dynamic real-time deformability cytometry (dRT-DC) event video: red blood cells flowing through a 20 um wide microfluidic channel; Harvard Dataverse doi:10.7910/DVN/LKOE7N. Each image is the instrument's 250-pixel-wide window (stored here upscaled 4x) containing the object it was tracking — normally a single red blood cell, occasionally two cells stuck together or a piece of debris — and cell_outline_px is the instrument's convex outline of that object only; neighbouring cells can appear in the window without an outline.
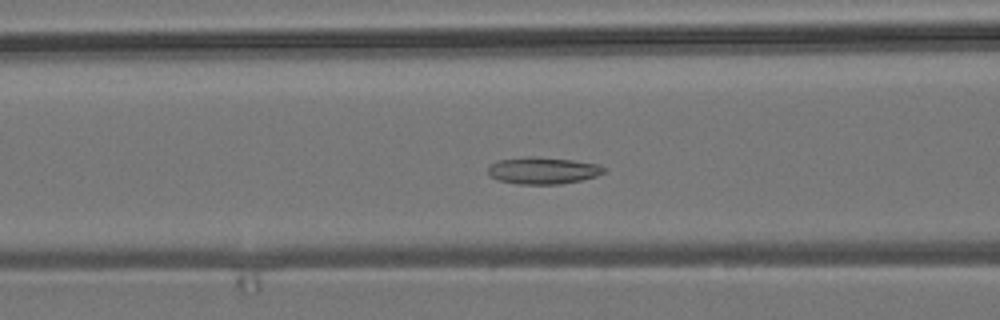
{"species": "common noctule bat (a hibernating species)", "species_latin": "Nyctalus noctula", "temperature_condition": "room temperature", "stored_images_in_passage": 41, "camera_frame_rate_fps": 3000, "um_per_image_px": 0.085, "animal": {"sex": "male", "body_mass_g": 19.2, "forearm_length_mm": 51.8}, "frame": {"image": 1, "passage_image": 19, "time_ms": 6.0, "image_size_px": [1000, 320], "cell_outline_px": [[608, 172], [596, 176], [580, 180], [560, 184], [520, 184], [500, 180], [492, 176], [488, 172], [488, 168], [492, 164], [500, 160], [528, 156], [532, 156], [572, 160], [600, 164], [608, 168]], "centroid_in_image_um": [46.24, 14.49], "position_along_channel_um": 120.4, "area_um2": 18.09}}
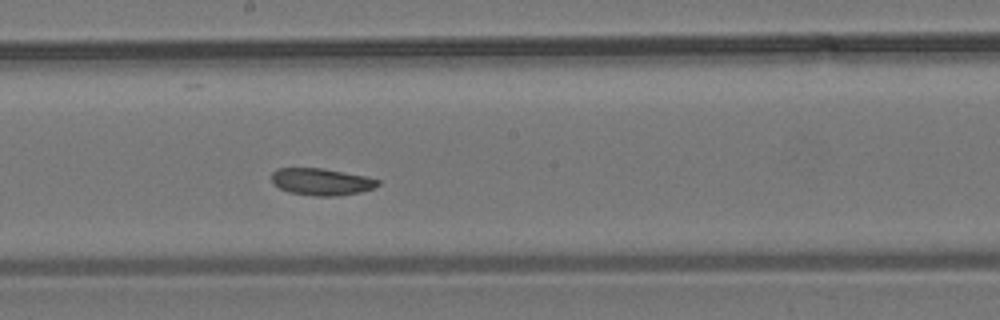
{"frame": {"image": 2, "passage_image": 27, "time_ms": 8.667, "image_size_px": [1000, 320], "cell_outline_px": [[380, 184], [372, 188], [360, 192], [340, 196], [316, 196], [288, 192], [272, 184], [272, 172], [276, 168], [324, 168], [368, 176], [380, 180]], "centroid_in_image_um": [27.33, 15.44], "position_along_channel_um": 220.9, "area_um2": 16.94}}
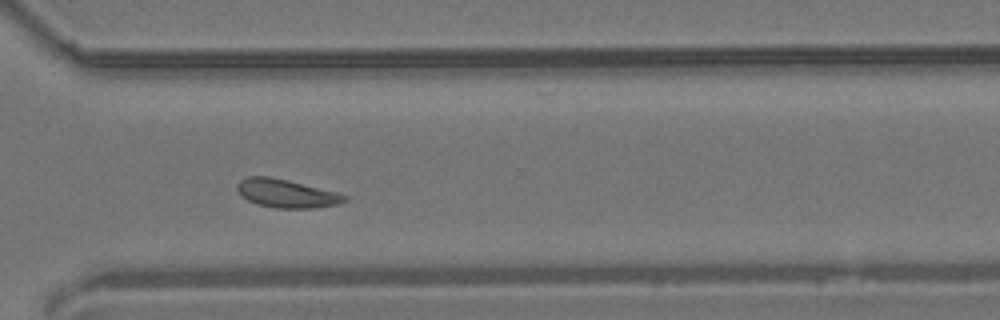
{"frame": {"image": 3, "passage_image": 37, "time_ms": 12.0, "image_size_px": [1000, 320], "cell_outline_px": [[348, 200], [336, 204], [316, 208], [276, 208], [256, 204], [240, 196], [236, 188], [236, 184], [240, 180], [248, 176], [268, 176], [288, 180], [336, 192], [348, 196]], "centroid_in_image_um": [24.3, 16.44], "position_along_channel_um": 346.3, "area_um2": 17.8}, "authors_computed_cell_mechanics": {"area_um2": 17.8602, "velocity_mm_per_s": 3.7675, "shape_relaxation_time_tau1_ms": null, "shape_relaxation_time_tau2_ms": 4.1666, "deformation_change_tau1": null, "deformation_change_tau2": 0.0894}}